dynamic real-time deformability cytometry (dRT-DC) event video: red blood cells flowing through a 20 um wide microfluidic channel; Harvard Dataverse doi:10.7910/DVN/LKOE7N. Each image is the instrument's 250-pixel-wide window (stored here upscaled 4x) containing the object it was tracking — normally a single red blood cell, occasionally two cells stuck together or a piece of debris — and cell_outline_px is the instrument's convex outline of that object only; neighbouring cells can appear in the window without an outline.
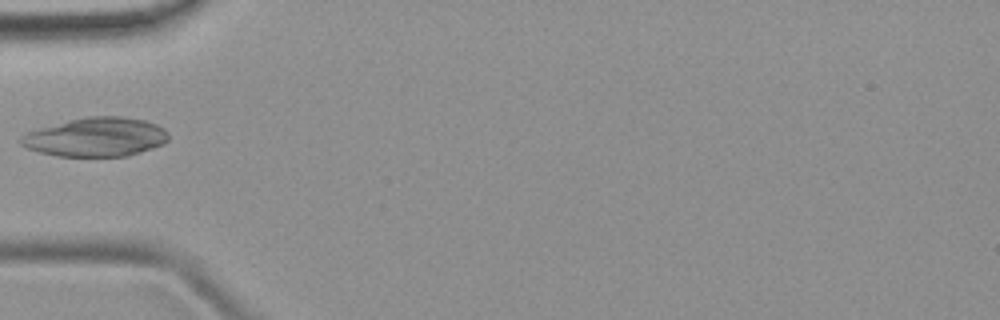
{"species": "common noctule bat (a hibernating species)", "species_latin": "Nyctalus noctula", "temperature_condition": "room temperature", "stored_images_in_passage": 4, "camera_frame_rate_fps": 3000, "um_per_image_px": 0.085, "animal": {"sex": "female", "body_mass_g": 19.9}, "frame": {"image": 1, "passage_image": 4, "time_ms": 3.667, "image_size_px": [1000, 320], "cell_outline_px": [[168, 140], [164, 144], [128, 156], [56, 156], [40, 152], [28, 148], [20, 144], [20, 136], [28, 132], [40, 128], [88, 116], [120, 116], [144, 120], [156, 124], [164, 128], [168, 132]], "centroid_in_image_um": [8.19, 11.66], "position_along_channel_um": 76.8, "area_um2": 33.29}}